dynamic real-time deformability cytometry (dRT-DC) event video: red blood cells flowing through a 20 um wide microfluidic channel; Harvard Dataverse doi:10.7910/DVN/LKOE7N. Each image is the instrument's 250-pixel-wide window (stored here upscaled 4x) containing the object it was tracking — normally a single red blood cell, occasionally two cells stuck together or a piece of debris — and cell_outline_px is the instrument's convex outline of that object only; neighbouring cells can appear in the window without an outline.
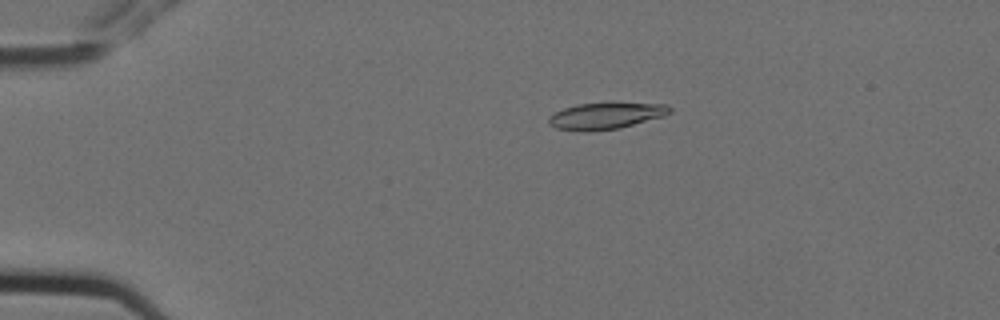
{"species": "Egyptian fruit bat (a non-hibernating species)", "species_latin": "Rousettus aegyptiacus", "temperature_condition": "cold", "stored_images_in_passage": 5, "camera_frame_rate_fps": 3000, "um_per_image_px": 0.085, "animal": {"sex": "female"}, "frame": {"image": 1, "passage_image": 3, "time_ms": 0.667, "image_size_px": [1000, 320], "cell_outline_px": [[672, 112], [664, 116], [620, 128], [592, 132], [580, 132], [556, 128], [548, 124], [548, 116], [564, 108], [576, 104], [612, 100], [668, 104], [672, 108]], "centroid_in_image_um": [51.54, 9.8], "position_along_channel_um": 33.5, "area_um2": 19.94}}